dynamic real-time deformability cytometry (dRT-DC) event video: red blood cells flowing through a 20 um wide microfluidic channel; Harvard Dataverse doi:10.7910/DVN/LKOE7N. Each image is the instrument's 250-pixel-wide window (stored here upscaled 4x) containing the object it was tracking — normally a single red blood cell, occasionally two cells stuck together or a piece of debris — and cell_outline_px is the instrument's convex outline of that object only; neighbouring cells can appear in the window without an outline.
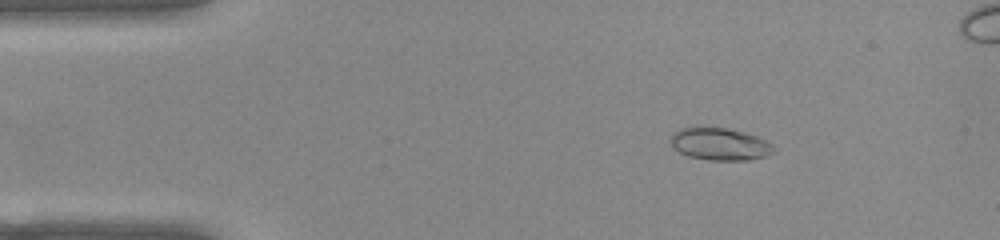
{"species": "common noctule bat (a hibernating species)", "species_latin": "Nyctalus noctula", "temperature_condition": "warm", "stored_images_in_passage": 50, "camera_frame_rate_fps": 3000, "um_per_image_px": 0.085, "animal": {"sex": "female", "body_mass_g": 22.0, "forearm_length_mm": 56.7}, "frame": {"image": 1, "passage_image": 8, "time_ms": 2.333, "image_size_px": [1000, 240], "cell_outline_px": [[776, 152], [764, 156], [748, 160], [708, 160], [688, 156], [672, 148], [668, 140], [680, 128], [700, 124], [724, 128], [744, 132], [756, 136], [772, 144], [776, 148]], "centroid_in_image_um": [61.14, 12.22], "position_along_channel_um": 23.9, "area_um2": 19.94}}
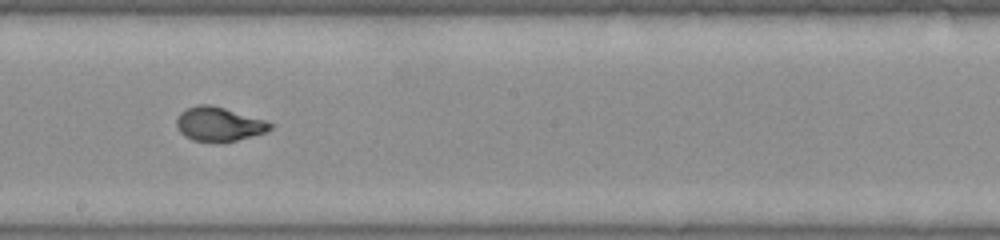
{"frame": {"image": 2, "passage_image": 29, "time_ms": 9.333, "image_size_px": [1000, 240], "cell_outline_px": [[272, 128], [264, 132], [252, 136], [220, 144], [192, 140], [184, 136], [176, 128], [176, 120], [180, 112], [196, 104], [208, 104], [224, 108], [264, 120], [272, 124]], "centroid_in_image_um": [18.54, 10.57], "position_along_channel_um": 229.7, "area_um2": 18.73}}
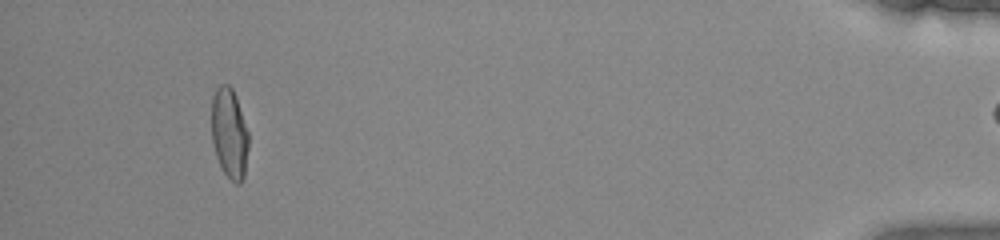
{"frame": {"image": 3, "passage_image": 49, "time_ms": 16.0, "image_size_px": [1000, 240], "cell_outline_px": [[248, 148], [244, 176], [240, 184], [236, 184], [224, 172], [216, 156], [212, 140], [212, 96], [216, 88], [220, 84], [228, 84], [232, 88], [236, 96], [248, 132]], "centroid_in_image_um": [19.49, 11.31], "position_along_channel_um": 415.7, "area_um2": 19.36}, "authors_computed_cell_mechanics": {"area_um2": 18.8139, "velocity_mm_per_s": 3.9009, "shape_relaxation_time_tau1_ms": 6.3684, "shape_relaxation_time_tau2_ms": null, "deformation_change_tau1": 0.2475, "deformation_change_tau2": null}}